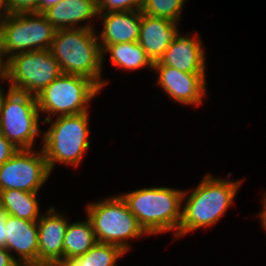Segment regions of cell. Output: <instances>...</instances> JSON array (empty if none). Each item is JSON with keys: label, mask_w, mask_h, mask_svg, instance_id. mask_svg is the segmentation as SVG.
<instances>
[{"label": "cell", "mask_w": 266, "mask_h": 266, "mask_svg": "<svg viewBox=\"0 0 266 266\" xmlns=\"http://www.w3.org/2000/svg\"><path fill=\"white\" fill-rule=\"evenodd\" d=\"M243 180L214 178L207 174L188 195L184 191L182 201L188 196L182 208V218L175 239L217 223L234 201Z\"/></svg>", "instance_id": "obj_1"}, {"label": "cell", "mask_w": 266, "mask_h": 266, "mask_svg": "<svg viewBox=\"0 0 266 266\" xmlns=\"http://www.w3.org/2000/svg\"><path fill=\"white\" fill-rule=\"evenodd\" d=\"M96 31L89 28L56 29L50 51L63 74L80 75L94 81L101 89L102 52Z\"/></svg>", "instance_id": "obj_2"}, {"label": "cell", "mask_w": 266, "mask_h": 266, "mask_svg": "<svg viewBox=\"0 0 266 266\" xmlns=\"http://www.w3.org/2000/svg\"><path fill=\"white\" fill-rule=\"evenodd\" d=\"M184 190L171 187L141 188L121 195L139 225L149 235L175 231L182 218Z\"/></svg>", "instance_id": "obj_3"}, {"label": "cell", "mask_w": 266, "mask_h": 266, "mask_svg": "<svg viewBox=\"0 0 266 266\" xmlns=\"http://www.w3.org/2000/svg\"><path fill=\"white\" fill-rule=\"evenodd\" d=\"M42 120L51 126L43 133L42 151L50 172L56 163L78 166L90 147L89 112Z\"/></svg>", "instance_id": "obj_4"}, {"label": "cell", "mask_w": 266, "mask_h": 266, "mask_svg": "<svg viewBox=\"0 0 266 266\" xmlns=\"http://www.w3.org/2000/svg\"><path fill=\"white\" fill-rule=\"evenodd\" d=\"M86 214L97 242L118 245L126 253L131 249L128 239L148 235L130 212L121 194L87 204Z\"/></svg>", "instance_id": "obj_5"}, {"label": "cell", "mask_w": 266, "mask_h": 266, "mask_svg": "<svg viewBox=\"0 0 266 266\" xmlns=\"http://www.w3.org/2000/svg\"><path fill=\"white\" fill-rule=\"evenodd\" d=\"M101 88L87 77L61 74L36 95L39 112L46 113L43 120L54 115L68 116L89 112V102Z\"/></svg>", "instance_id": "obj_6"}, {"label": "cell", "mask_w": 266, "mask_h": 266, "mask_svg": "<svg viewBox=\"0 0 266 266\" xmlns=\"http://www.w3.org/2000/svg\"><path fill=\"white\" fill-rule=\"evenodd\" d=\"M55 33L56 28L42 12L10 13L0 21V42L7 59L20 53L50 50Z\"/></svg>", "instance_id": "obj_7"}, {"label": "cell", "mask_w": 266, "mask_h": 266, "mask_svg": "<svg viewBox=\"0 0 266 266\" xmlns=\"http://www.w3.org/2000/svg\"><path fill=\"white\" fill-rule=\"evenodd\" d=\"M40 117L36 96L11 89L2 106L0 132L18 149H32L42 131Z\"/></svg>", "instance_id": "obj_8"}, {"label": "cell", "mask_w": 266, "mask_h": 266, "mask_svg": "<svg viewBox=\"0 0 266 266\" xmlns=\"http://www.w3.org/2000/svg\"><path fill=\"white\" fill-rule=\"evenodd\" d=\"M62 74L50 50H36L8 58L10 89L33 96Z\"/></svg>", "instance_id": "obj_9"}, {"label": "cell", "mask_w": 266, "mask_h": 266, "mask_svg": "<svg viewBox=\"0 0 266 266\" xmlns=\"http://www.w3.org/2000/svg\"><path fill=\"white\" fill-rule=\"evenodd\" d=\"M35 151L19 149L8 161L0 165V191L14 189L39 192L51 172L42 149Z\"/></svg>", "instance_id": "obj_10"}, {"label": "cell", "mask_w": 266, "mask_h": 266, "mask_svg": "<svg viewBox=\"0 0 266 266\" xmlns=\"http://www.w3.org/2000/svg\"><path fill=\"white\" fill-rule=\"evenodd\" d=\"M154 73L158 74L159 87L176 101L185 105H201L206 94V74L180 71L174 67L153 63ZM156 71V72H155Z\"/></svg>", "instance_id": "obj_11"}, {"label": "cell", "mask_w": 266, "mask_h": 266, "mask_svg": "<svg viewBox=\"0 0 266 266\" xmlns=\"http://www.w3.org/2000/svg\"><path fill=\"white\" fill-rule=\"evenodd\" d=\"M51 206L37 221L38 266H58L63 261V241L69 221Z\"/></svg>", "instance_id": "obj_12"}, {"label": "cell", "mask_w": 266, "mask_h": 266, "mask_svg": "<svg viewBox=\"0 0 266 266\" xmlns=\"http://www.w3.org/2000/svg\"><path fill=\"white\" fill-rule=\"evenodd\" d=\"M197 35H182L179 32L159 62L187 73L206 74V54L203 42Z\"/></svg>", "instance_id": "obj_13"}, {"label": "cell", "mask_w": 266, "mask_h": 266, "mask_svg": "<svg viewBox=\"0 0 266 266\" xmlns=\"http://www.w3.org/2000/svg\"><path fill=\"white\" fill-rule=\"evenodd\" d=\"M178 24L169 19L152 17L141 12L138 43L152 63L162 58L165 50L179 33Z\"/></svg>", "instance_id": "obj_14"}, {"label": "cell", "mask_w": 266, "mask_h": 266, "mask_svg": "<svg viewBox=\"0 0 266 266\" xmlns=\"http://www.w3.org/2000/svg\"><path fill=\"white\" fill-rule=\"evenodd\" d=\"M6 249L17 253L18 263H30L38 266V226L37 222L7 215L5 220Z\"/></svg>", "instance_id": "obj_15"}, {"label": "cell", "mask_w": 266, "mask_h": 266, "mask_svg": "<svg viewBox=\"0 0 266 266\" xmlns=\"http://www.w3.org/2000/svg\"><path fill=\"white\" fill-rule=\"evenodd\" d=\"M98 17L103 22V30L97 35L101 51L107 45L138 42L141 24L140 10L98 13Z\"/></svg>", "instance_id": "obj_16"}, {"label": "cell", "mask_w": 266, "mask_h": 266, "mask_svg": "<svg viewBox=\"0 0 266 266\" xmlns=\"http://www.w3.org/2000/svg\"><path fill=\"white\" fill-rule=\"evenodd\" d=\"M42 13L56 29H94L91 21L98 17L97 0H60ZM87 20L88 23L79 24ZM77 24L80 26H76Z\"/></svg>", "instance_id": "obj_17"}, {"label": "cell", "mask_w": 266, "mask_h": 266, "mask_svg": "<svg viewBox=\"0 0 266 266\" xmlns=\"http://www.w3.org/2000/svg\"><path fill=\"white\" fill-rule=\"evenodd\" d=\"M39 192H26L22 190H2L0 191V207L9 215L20 219L37 222L40 214V206L37 194Z\"/></svg>", "instance_id": "obj_18"}, {"label": "cell", "mask_w": 266, "mask_h": 266, "mask_svg": "<svg viewBox=\"0 0 266 266\" xmlns=\"http://www.w3.org/2000/svg\"><path fill=\"white\" fill-rule=\"evenodd\" d=\"M101 52L102 63L105 55L109 53L112 65L127 69L126 71H134L143 67L153 69L152 61L138 42L107 45Z\"/></svg>", "instance_id": "obj_19"}, {"label": "cell", "mask_w": 266, "mask_h": 266, "mask_svg": "<svg viewBox=\"0 0 266 266\" xmlns=\"http://www.w3.org/2000/svg\"><path fill=\"white\" fill-rule=\"evenodd\" d=\"M69 223L63 241V260L85 254L97 242L90 220Z\"/></svg>", "instance_id": "obj_20"}, {"label": "cell", "mask_w": 266, "mask_h": 266, "mask_svg": "<svg viewBox=\"0 0 266 266\" xmlns=\"http://www.w3.org/2000/svg\"><path fill=\"white\" fill-rule=\"evenodd\" d=\"M126 252L118 245L96 243L85 254L63 260L58 266H117Z\"/></svg>", "instance_id": "obj_21"}, {"label": "cell", "mask_w": 266, "mask_h": 266, "mask_svg": "<svg viewBox=\"0 0 266 266\" xmlns=\"http://www.w3.org/2000/svg\"><path fill=\"white\" fill-rule=\"evenodd\" d=\"M186 0H142L140 11L152 17L178 22Z\"/></svg>", "instance_id": "obj_22"}, {"label": "cell", "mask_w": 266, "mask_h": 266, "mask_svg": "<svg viewBox=\"0 0 266 266\" xmlns=\"http://www.w3.org/2000/svg\"><path fill=\"white\" fill-rule=\"evenodd\" d=\"M142 0H97L98 13L140 10Z\"/></svg>", "instance_id": "obj_23"}, {"label": "cell", "mask_w": 266, "mask_h": 266, "mask_svg": "<svg viewBox=\"0 0 266 266\" xmlns=\"http://www.w3.org/2000/svg\"><path fill=\"white\" fill-rule=\"evenodd\" d=\"M10 13L38 12V0H8Z\"/></svg>", "instance_id": "obj_24"}, {"label": "cell", "mask_w": 266, "mask_h": 266, "mask_svg": "<svg viewBox=\"0 0 266 266\" xmlns=\"http://www.w3.org/2000/svg\"><path fill=\"white\" fill-rule=\"evenodd\" d=\"M19 149L0 132V165L8 161Z\"/></svg>", "instance_id": "obj_25"}, {"label": "cell", "mask_w": 266, "mask_h": 266, "mask_svg": "<svg viewBox=\"0 0 266 266\" xmlns=\"http://www.w3.org/2000/svg\"><path fill=\"white\" fill-rule=\"evenodd\" d=\"M17 257L11 254L5 247L0 246V266H15Z\"/></svg>", "instance_id": "obj_26"}, {"label": "cell", "mask_w": 266, "mask_h": 266, "mask_svg": "<svg viewBox=\"0 0 266 266\" xmlns=\"http://www.w3.org/2000/svg\"><path fill=\"white\" fill-rule=\"evenodd\" d=\"M7 213L0 207V246L6 247L8 236L6 235V225L5 220L7 218Z\"/></svg>", "instance_id": "obj_27"}, {"label": "cell", "mask_w": 266, "mask_h": 266, "mask_svg": "<svg viewBox=\"0 0 266 266\" xmlns=\"http://www.w3.org/2000/svg\"><path fill=\"white\" fill-rule=\"evenodd\" d=\"M5 57L6 55L0 42V80L8 81V59L4 60Z\"/></svg>", "instance_id": "obj_28"}, {"label": "cell", "mask_w": 266, "mask_h": 266, "mask_svg": "<svg viewBox=\"0 0 266 266\" xmlns=\"http://www.w3.org/2000/svg\"><path fill=\"white\" fill-rule=\"evenodd\" d=\"M60 0H38V12H43L48 7L57 4Z\"/></svg>", "instance_id": "obj_29"}, {"label": "cell", "mask_w": 266, "mask_h": 266, "mask_svg": "<svg viewBox=\"0 0 266 266\" xmlns=\"http://www.w3.org/2000/svg\"><path fill=\"white\" fill-rule=\"evenodd\" d=\"M8 14H10L8 0H0V21L4 19Z\"/></svg>", "instance_id": "obj_30"}, {"label": "cell", "mask_w": 266, "mask_h": 266, "mask_svg": "<svg viewBox=\"0 0 266 266\" xmlns=\"http://www.w3.org/2000/svg\"><path fill=\"white\" fill-rule=\"evenodd\" d=\"M259 216L261 218L263 229L266 232V193L264 194V199H263V209L260 212Z\"/></svg>", "instance_id": "obj_31"}, {"label": "cell", "mask_w": 266, "mask_h": 266, "mask_svg": "<svg viewBox=\"0 0 266 266\" xmlns=\"http://www.w3.org/2000/svg\"><path fill=\"white\" fill-rule=\"evenodd\" d=\"M10 87H8V90L6 93H4V90L0 87V116H1V112H2V106L5 100V96L6 94L10 91Z\"/></svg>", "instance_id": "obj_32"}, {"label": "cell", "mask_w": 266, "mask_h": 266, "mask_svg": "<svg viewBox=\"0 0 266 266\" xmlns=\"http://www.w3.org/2000/svg\"><path fill=\"white\" fill-rule=\"evenodd\" d=\"M15 266H37V265L30 264V263H18Z\"/></svg>", "instance_id": "obj_33"}]
</instances>
